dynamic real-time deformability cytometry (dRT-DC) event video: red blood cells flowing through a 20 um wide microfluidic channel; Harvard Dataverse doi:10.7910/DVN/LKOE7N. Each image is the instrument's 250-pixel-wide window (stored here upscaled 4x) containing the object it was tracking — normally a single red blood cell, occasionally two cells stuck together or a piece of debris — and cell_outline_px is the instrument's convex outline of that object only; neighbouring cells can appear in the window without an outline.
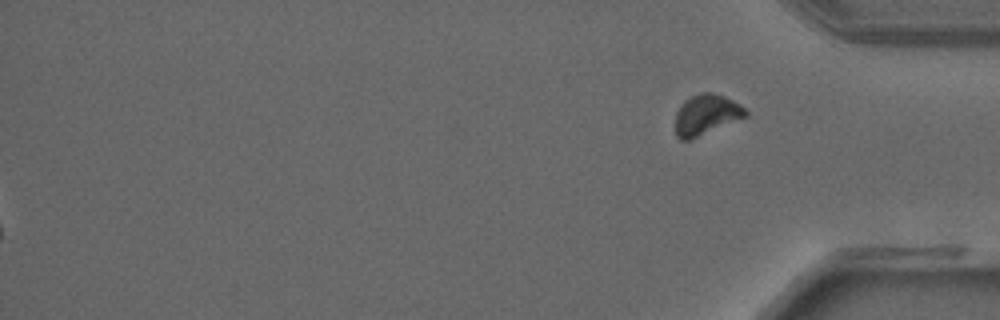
{"species": "common noctule bat (a hibernating species)", "species_latin": "Nyctalus noctula", "temperature_condition": "warm", "stored_images_in_passage": 40, "segment_of_instrument_passage": [2, 2], "camera_frame_rate_fps": 3000, "um_per_image_px": 0.085, "animal": {"sex": "male", "forearm_length_mm": 52.5}, "frame": {"image": 1, "passage_image": 40, "time_ms": 13.0, "image_size_px": [1000, 320], "cell_outline_px": [[748, 116], [688, 140], [680, 140], [676, 136], [676, 112], [680, 104], [684, 100], [700, 92], [712, 92], [724, 96], [740, 104], [748, 112]], "centroid_in_image_um": [60.02, 9.73], "position_along_channel_um": 375.2, "area_um2": 16.47}}